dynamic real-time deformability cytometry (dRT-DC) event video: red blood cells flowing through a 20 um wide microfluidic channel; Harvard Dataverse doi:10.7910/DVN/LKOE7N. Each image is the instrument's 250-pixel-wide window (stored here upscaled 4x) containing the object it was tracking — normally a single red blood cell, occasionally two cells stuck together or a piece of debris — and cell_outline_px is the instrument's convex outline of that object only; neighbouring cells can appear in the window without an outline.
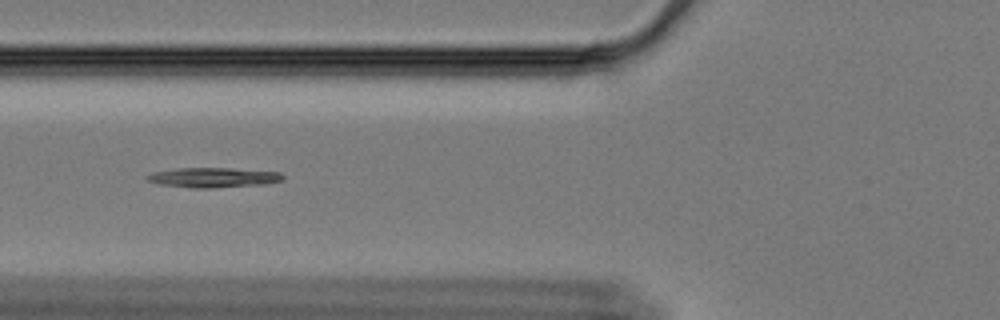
{"species": "Egyptian fruit bat (a non-hibernating species)", "species_latin": "Rousettus aegyptiacus", "temperature_condition": "cold", "stored_images_in_passage": 48, "camera_frame_rate_fps": 3000, "um_per_image_px": 0.085, "animal": {"sex": "female"}, "frame": {"image": 1, "passage_image": 11, "time_ms": 3.333, "image_size_px": [1000, 320], "cell_outline_px": [[284, 180], [264, 184], [212, 188], [192, 188], [160, 184], [148, 180], [148, 176], [156, 172], [180, 168], [228, 168], [280, 172], [284, 176]], "centroid_in_image_um": [18.21, 15.09], "position_along_channel_um": 107.6, "area_um2": 15.43}}
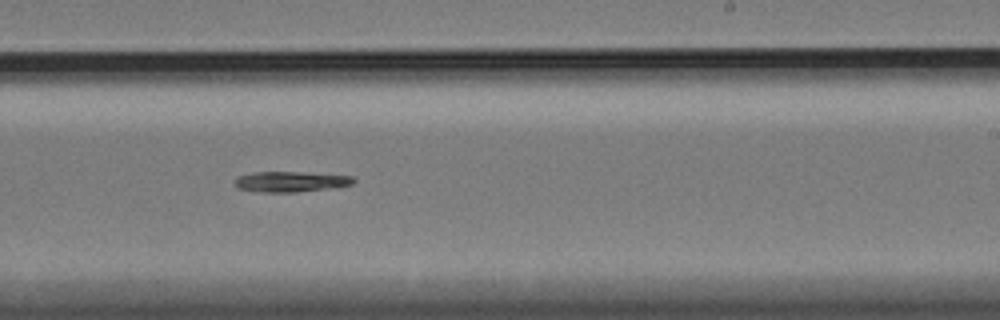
{"frame": {"image": 2, "passage_image": 25, "time_ms": 8.0, "image_size_px": [1000, 320], "cell_outline_px": [[356, 180], [352, 184], [336, 188], [296, 192], [260, 192], [236, 188], [232, 184], [236, 176], [252, 172], [304, 172], [352, 176]], "centroid_in_image_um": [24.67, 15.44], "position_along_channel_um": 264.3, "area_um2": 14.51}}
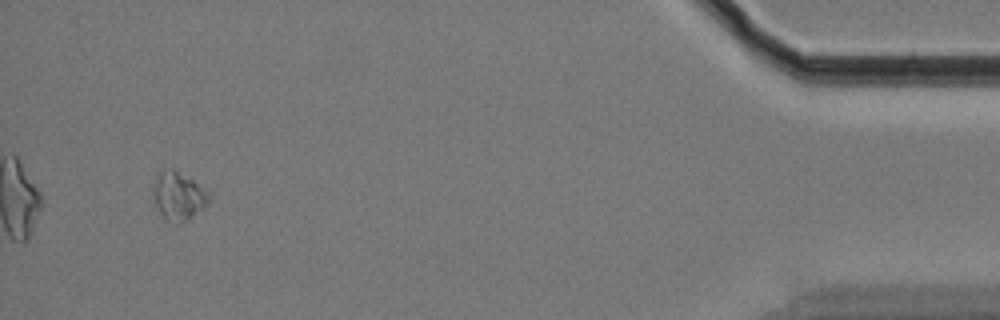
{"frame": {"image": 3, "passage_image": 45, "time_ms": 14.667, "image_size_px": [1000, 320], "cell_outline_px": [[208, 204], [188, 220], [180, 224], [172, 224], [156, 208], [152, 196], [152, 184], [160, 172], [164, 168], [172, 168], [192, 180], [208, 192]], "centroid_in_image_um": [15.11, 16.68], "position_along_channel_um": 420.1, "area_um2": 15.66}}